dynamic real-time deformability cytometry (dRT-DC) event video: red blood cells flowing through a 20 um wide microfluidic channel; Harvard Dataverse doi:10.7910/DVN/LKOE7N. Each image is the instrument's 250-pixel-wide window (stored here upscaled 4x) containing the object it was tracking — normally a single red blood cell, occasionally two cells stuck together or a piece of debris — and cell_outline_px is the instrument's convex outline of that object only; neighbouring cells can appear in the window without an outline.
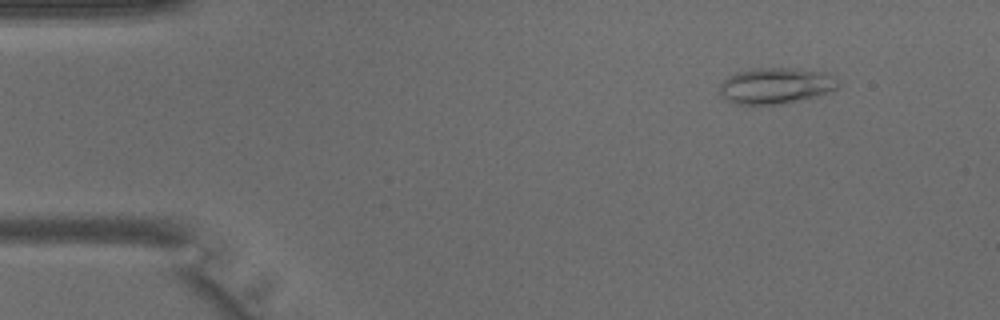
{"species": "common noctule bat (a hibernating species)", "species_latin": "Nyctalus noctula", "temperature_condition": "warm", "stored_images_in_passage": 4, "camera_frame_rate_fps": 3000, "um_per_image_px": 0.085, "animal": {"sex": "male", "body_mass_g": 15.6}, "frame": {"image": 1, "passage_image": 1, "time_ms": 0.0, "image_size_px": [1000, 320], "cell_outline_px": [[840, 84], [836, 88], [804, 100], [772, 104], [732, 104], [720, 96], [720, 84], [728, 76], [736, 72], [752, 68], [792, 68], [824, 72], [836, 76], [840, 80]], "centroid_in_image_um": [65.92, 7.28], "position_along_channel_um": 19.1, "area_um2": 25.03}}